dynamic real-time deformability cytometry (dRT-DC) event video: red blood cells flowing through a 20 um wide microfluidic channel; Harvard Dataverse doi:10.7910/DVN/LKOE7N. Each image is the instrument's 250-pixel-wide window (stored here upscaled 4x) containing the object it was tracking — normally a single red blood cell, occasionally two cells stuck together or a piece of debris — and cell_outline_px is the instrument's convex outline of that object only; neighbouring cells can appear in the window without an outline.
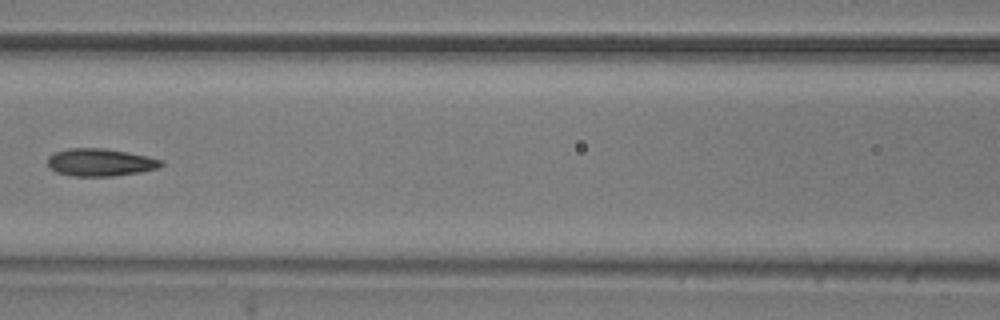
{"species": "common noctule bat (a hibernating species)", "species_latin": "Nyctalus noctula", "temperature_condition": "room temperature", "stored_images_in_passage": 6, "camera_frame_rate_fps": 3000, "um_per_image_px": 0.085, "animal": {"sex": "male", "body_mass_g": 20.5, "forearm_length_mm": 52.5}, "frame": {"image": 1, "passage_image": 6, "time_ms": 1.667, "image_size_px": [1000, 320], "cell_outline_px": [[164, 164], [160, 168], [140, 172], [112, 176], [72, 176], [56, 172], [48, 164], [48, 156], [56, 152], [68, 148], [104, 148], [128, 152], [148, 156], [164, 160]], "centroid_in_image_um": [8.57, 13.8], "position_along_channel_um": 158.0, "area_um2": 18.32}}